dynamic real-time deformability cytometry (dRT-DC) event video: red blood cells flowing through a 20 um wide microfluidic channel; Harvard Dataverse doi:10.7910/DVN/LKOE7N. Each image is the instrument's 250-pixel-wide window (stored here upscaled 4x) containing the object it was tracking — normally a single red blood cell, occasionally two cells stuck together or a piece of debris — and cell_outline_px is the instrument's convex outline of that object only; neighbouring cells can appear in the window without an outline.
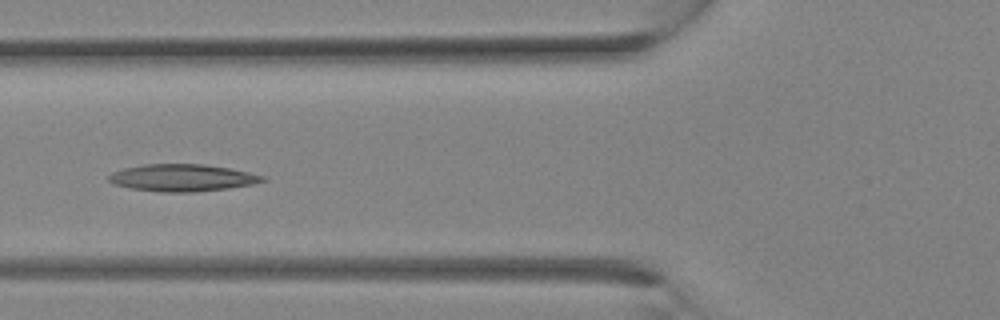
{"species": "Egyptian fruit bat (a non-hibernating species)", "species_latin": "Rousettus aegyptiacus", "temperature_condition": "room temperature", "stored_images_in_passage": 12, "camera_frame_rate_fps": 3000, "um_per_image_px": 0.085, "animal": {"sex": "female"}, "frame": {"image": 1, "passage_image": 9, "time_ms": 2.667, "image_size_px": [1000, 320], "cell_outline_px": [[268, 180], [252, 184], [228, 188], [192, 192], [160, 192], [128, 188], [112, 184], [108, 180], [108, 176], [112, 172], [124, 168], [144, 164], [204, 164], [228, 168], [248, 172], [264, 176]], "centroid_in_image_um": [15.45, 15.11], "position_along_channel_um": 110.3, "area_um2": 24.33}}
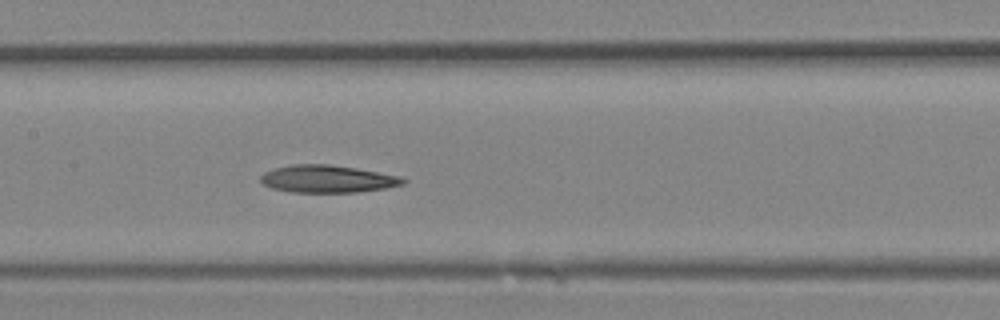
{"frame": {"image": 2, "passage_image": 12, "time_ms": 3.667, "image_size_px": [1000, 320], "cell_outline_px": [[408, 180], [404, 184], [388, 188], [356, 192], [292, 192], [272, 188], [264, 184], [260, 180], [260, 176], [264, 172], [272, 168], [292, 164], [328, 164], [356, 168], [400, 176]], "centroid_in_image_um": [27.84, 15.2], "position_along_channel_um": 179.6, "area_um2": 22.89}}